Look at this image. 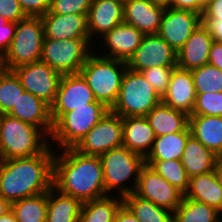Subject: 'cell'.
<instances>
[{
    "label": "cell",
    "instance_id": "obj_10",
    "mask_svg": "<svg viewBox=\"0 0 222 222\" xmlns=\"http://www.w3.org/2000/svg\"><path fill=\"white\" fill-rule=\"evenodd\" d=\"M121 146H123L122 117L109 111L74 149L84 155L99 156Z\"/></svg>",
    "mask_w": 222,
    "mask_h": 222
},
{
    "label": "cell",
    "instance_id": "obj_29",
    "mask_svg": "<svg viewBox=\"0 0 222 222\" xmlns=\"http://www.w3.org/2000/svg\"><path fill=\"white\" fill-rule=\"evenodd\" d=\"M190 131L157 136L145 160H181Z\"/></svg>",
    "mask_w": 222,
    "mask_h": 222
},
{
    "label": "cell",
    "instance_id": "obj_44",
    "mask_svg": "<svg viewBox=\"0 0 222 222\" xmlns=\"http://www.w3.org/2000/svg\"><path fill=\"white\" fill-rule=\"evenodd\" d=\"M201 18L222 19V0H212L204 9Z\"/></svg>",
    "mask_w": 222,
    "mask_h": 222
},
{
    "label": "cell",
    "instance_id": "obj_28",
    "mask_svg": "<svg viewBox=\"0 0 222 222\" xmlns=\"http://www.w3.org/2000/svg\"><path fill=\"white\" fill-rule=\"evenodd\" d=\"M46 222H78L82 203L52 187L47 192Z\"/></svg>",
    "mask_w": 222,
    "mask_h": 222
},
{
    "label": "cell",
    "instance_id": "obj_35",
    "mask_svg": "<svg viewBox=\"0 0 222 222\" xmlns=\"http://www.w3.org/2000/svg\"><path fill=\"white\" fill-rule=\"evenodd\" d=\"M24 91L16 74L0 67V114H8Z\"/></svg>",
    "mask_w": 222,
    "mask_h": 222
},
{
    "label": "cell",
    "instance_id": "obj_3",
    "mask_svg": "<svg viewBox=\"0 0 222 222\" xmlns=\"http://www.w3.org/2000/svg\"><path fill=\"white\" fill-rule=\"evenodd\" d=\"M49 137L38 127L8 114L1 115L0 160L31 157L42 153Z\"/></svg>",
    "mask_w": 222,
    "mask_h": 222
},
{
    "label": "cell",
    "instance_id": "obj_32",
    "mask_svg": "<svg viewBox=\"0 0 222 222\" xmlns=\"http://www.w3.org/2000/svg\"><path fill=\"white\" fill-rule=\"evenodd\" d=\"M123 204L140 222H173V212L142 199L134 193L124 196Z\"/></svg>",
    "mask_w": 222,
    "mask_h": 222
},
{
    "label": "cell",
    "instance_id": "obj_18",
    "mask_svg": "<svg viewBox=\"0 0 222 222\" xmlns=\"http://www.w3.org/2000/svg\"><path fill=\"white\" fill-rule=\"evenodd\" d=\"M41 19L45 38L56 40L90 39L85 15L46 13Z\"/></svg>",
    "mask_w": 222,
    "mask_h": 222
},
{
    "label": "cell",
    "instance_id": "obj_39",
    "mask_svg": "<svg viewBox=\"0 0 222 222\" xmlns=\"http://www.w3.org/2000/svg\"><path fill=\"white\" fill-rule=\"evenodd\" d=\"M92 0H51L47 13L54 14H78L87 17Z\"/></svg>",
    "mask_w": 222,
    "mask_h": 222
},
{
    "label": "cell",
    "instance_id": "obj_42",
    "mask_svg": "<svg viewBox=\"0 0 222 222\" xmlns=\"http://www.w3.org/2000/svg\"><path fill=\"white\" fill-rule=\"evenodd\" d=\"M17 23L0 17V58L9 49L15 35Z\"/></svg>",
    "mask_w": 222,
    "mask_h": 222
},
{
    "label": "cell",
    "instance_id": "obj_9",
    "mask_svg": "<svg viewBox=\"0 0 222 222\" xmlns=\"http://www.w3.org/2000/svg\"><path fill=\"white\" fill-rule=\"evenodd\" d=\"M95 44L90 39L56 40L44 37L40 61L61 75L77 74L92 53L90 46Z\"/></svg>",
    "mask_w": 222,
    "mask_h": 222
},
{
    "label": "cell",
    "instance_id": "obj_7",
    "mask_svg": "<svg viewBox=\"0 0 222 222\" xmlns=\"http://www.w3.org/2000/svg\"><path fill=\"white\" fill-rule=\"evenodd\" d=\"M162 98L140 72L126 69L116 103L110 109L121 117H145Z\"/></svg>",
    "mask_w": 222,
    "mask_h": 222
},
{
    "label": "cell",
    "instance_id": "obj_5",
    "mask_svg": "<svg viewBox=\"0 0 222 222\" xmlns=\"http://www.w3.org/2000/svg\"><path fill=\"white\" fill-rule=\"evenodd\" d=\"M99 158L106 194L110 195L114 190L119 193L117 195L120 197L134 193L140 170L145 165V158L124 146L111 149L99 155ZM130 180L134 181L131 182L132 185H128ZM125 182L128 183L125 184Z\"/></svg>",
    "mask_w": 222,
    "mask_h": 222
},
{
    "label": "cell",
    "instance_id": "obj_46",
    "mask_svg": "<svg viewBox=\"0 0 222 222\" xmlns=\"http://www.w3.org/2000/svg\"><path fill=\"white\" fill-rule=\"evenodd\" d=\"M113 222H140L132 212L122 204L117 210Z\"/></svg>",
    "mask_w": 222,
    "mask_h": 222
},
{
    "label": "cell",
    "instance_id": "obj_48",
    "mask_svg": "<svg viewBox=\"0 0 222 222\" xmlns=\"http://www.w3.org/2000/svg\"><path fill=\"white\" fill-rule=\"evenodd\" d=\"M11 210V203L0 195V216Z\"/></svg>",
    "mask_w": 222,
    "mask_h": 222
},
{
    "label": "cell",
    "instance_id": "obj_37",
    "mask_svg": "<svg viewBox=\"0 0 222 222\" xmlns=\"http://www.w3.org/2000/svg\"><path fill=\"white\" fill-rule=\"evenodd\" d=\"M191 115L222 116V92L197 94Z\"/></svg>",
    "mask_w": 222,
    "mask_h": 222
},
{
    "label": "cell",
    "instance_id": "obj_34",
    "mask_svg": "<svg viewBox=\"0 0 222 222\" xmlns=\"http://www.w3.org/2000/svg\"><path fill=\"white\" fill-rule=\"evenodd\" d=\"M145 164L183 194L188 190L189 177L181 160H145Z\"/></svg>",
    "mask_w": 222,
    "mask_h": 222
},
{
    "label": "cell",
    "instance_id": "obj_20",
    "mask_svg": "<svg viewBox=\"0 0 222 222\" xmlns=\"http://www.w3.org/2000/svg\"><path fill=\"white\" fill-rule=\"evenodd\" d=\"M86 20L90 41L93 38L94 42V36L102 37L123 22V6L112 0H92Z\"/></svg>",
    "mask_w": 222,
    "mask_h": 222
},
{
    "label": "cell",
    "instance_id": "obj_11",
    "mask_svg": "<svg viewBox=\"0 0 222 222\" xmlns=\"http://www.w3.org/2000/svg\"><path fill=\"white\" fill-rule=\"evenodd\" d=\"M12 71L19 78L21 86L50 107L54 104L62 75L48 64L38 61L18 66Z\"/></svg>",
    "mask_w": 222,
    "mask_h": 222
},
{
    "label": "cell",
    "instance_id": "obj_50",
    "mask_svg": "<svg viewBox=\"0 0 222 222\" xmlns=\"http://www.w3.org/2000/svg\"><path fill=\"white\" fill-rule=\"evenodd\" d=\"M154 5L168 9L171 7L172 0H150Z\"/></svg>",
    "mask_w": 222,
    "mask_h": 222
},
{
    "label": "cell",
    "instance_id": "obj_49",
    "mask_svg": "<svg viewBox=\"0 0 222 222\" xmlns=\"http://www.w3.org/2000/svg\"><path fill=\"white\" fill-rule=\"evenodd\" d=\"M0 222H17L16 216L12 210L0 216Z\"/></svg>",
    "mask_w": 222,
    "mask_h": 222
},
{
    "label": "cell",
    "instance_id": "obj_12",
    "mask_svg": "<svg viewBox=\"0 0 222 222\" xmlns=\"http://www.w3.org/2000/svg\"><path fill=\"white\" fill-rule=\"evenodd\" d=\"M134 194L173 213L184 196L180 190L146 164L140 170Z\"/></svg>",
    "mask_w": 222,
    "mask_h": 222
},
{
    "label": "cell",
    "instance_id": "obj_15",
    "mask_svg": "<svg viewBox=\"0 0 222 222\" xmlns=\"http://www.w3.org/2000/svg\"><path fill=\"white\" fill-rule=\"evenodd\" d=\"M201 25V14L183 9L164 10L158 35L178 52Z\"/></svg>",
    "mask_w": 222,
    "mask_h": 222
},
{
    "label": "cell",
    "instance_id": "obj_23",
    "mask_svg": "<svg viewBox=\"0 0 222 222\" xmlns=\"http://www.w3.org/2000/svg\"><path fill=\"white\" fill-rule=\"evenodd\" d=\"M123 146L144 158L152 149L156 138L146 117H122Z\"/></svg>",
    "mask_w": 222,
    "mask_h": 222
},
{
    "label": "cell",
    "instance_id": "obj_1",
    "mask_svg": "<svg viewBox=\"0 0 222 222\" xmlns=\"http://www.w3.org/2000/svg\"><path fill=\"white\" fill-rule=\"evenodd\" d=\"M54 155L53 187L81 203L107 196L99 156L84 155L74 148Z\"/></svg>",
    "mask_w": 222,
    "mask_h": 222
},
{
    "label": "cell",
    "instance_id": "obj_17",
    "mask_svg": "<svg viewBox=\"0 0 222 222\" xmlns=\"http://www.w3.org/2000/svg\"><path fill=\"white\" fill-rule=\"evenodd\" d=\"M196 95L191 71L175 66L162 102L190 116L193 112Z\"/></svg>",
    "mask_w": 222,
    "mask_h": 222
},
{
    "label": "cell",
    "instance_id": "obj_2",
    "mask_svg": "<svg viewBox=\"0 0 222 222\" xmlns=\"http://www.w3.org/2000/svg\"><path fill=\"white\" fill-rule=\"evenodd\" d=\"M31 157L0 160V195L10 203L53 187L54 147Z\"/></svg>",
    "mask_w": 222,
    "mask_h": 222
},
{
    "label": "cell",
    "instance_id": "obj_36",
    "mask_svg": "<svg viewBox=\"0 0 222 222\" xmlns=\"http://www.w3.org/2000/svg\"><path fill=\"white\" fill-rule=\"evenodd\" d=\"M196 94L222 92V71L216 66L205 64L191 70Z\"/></svg>",
    "mask_w": 222,
    "mask_h": 222
},
{
    "label": "cell",
    "instance_id": "obj_53",
    "mask_svg": "<svg viewBox=\"0 0 222 222\" xmlns=\"http://www.w3.org/2000/svg\"><path fill=\"white\" fill-rule=\"evenodd\" d=\"M116 3L121 4L122 6H124L125 4H127L130 0H112Z\"/></svg>",
    "mask_w": 222,
    "mask_h": 222
},
{
    "label": "cell",
    "instance_id": "obj_26",
    "mask_svg": "<svg viewBox=\"0 0 222 222\" xmlns=\"http://www.w3.org/2000/svg\"><path fill=\"white\" fill-rule=\"evenodd\" d=\"M219 157L192 135L188 138L181 158L188 177L210 173L216 169Z\"/></svg>",
    "mask_w": 222,
    "mask_h": 222
},
{
    "label": "cell",
    "instance_id": "obj_22",
    "mask_svg": "<svg viewBox=\"0 0 222 222\" xmlns=\"http://www.w3.org/2000/svg\"><path fill=\"white\" fill-rule=\"evenodd\" d=\"M213 42L212 36L201 24L177 52V66L191 71L208 64Z\"/></svg>",
    "mask_w": 222,
    "mask_h": 222
},
{
    "label": "cell",
    "instance_id": "obj_30",
    "mask_svg": "<svg viewBox=\"0 0 222 222\" xmlns=\"http://www.w3.org/2000/svg\"><path fill=\"white\" fill-rule=\"evenodd\" d=\"M113 194L82 203L78 222H113L123 204V197Z\"/></svg>",
    "mask_w": 222,
    "mask_h": 222
},
{
    "label": "cell",
    "instance_id": "obj_43",
    "mask_svg": "<svg viewBox=\"0 0 222 222\" xmlns=\"http://www.w3.org/2000/svg\"><path fill=\"white\" fill-rule=\"evenodd\" d=\"M201 24L212 36L214 42L222 44V19L201 18Z\"/></svg>",
    "mask_w": 222,
    "mask_h": 222
},
{
    "label": "cell",
    "instance_id": "obj_4",
    "mask_svg": "<svg viewBox=\"0 0 222 222\" xmlns=\"http://www.w3.org/2000/svg\"><path fill=\"white\" fill-rule=\"evenodd\" d=\"M127 63L92 52L80 70L97 101L109 109L116 103Z\"/></svg>",
    "mask_w": 222,
    "mask_h": 222
},
{
    "label": "cell",
    "instance_id": "obj_45",
    "mask_svg": "<svg viewBox=\"0 0 222 222\" xmlns=\"http://www.w3.org/2000/svg\"><path fill=\"white\" fill-rule=\"evenodd\" d=\"M210 65L216 66L222 71V44L213 42L210 47L209 61Z\"/></svg>",
    "mask_w": 222,
    "mask_h": 222
},
{
    "label": "cell",
    "instance_id": "obj_8",
    "mask_svg": "<svg viewBox=\"0 0 222 222\" xmlns=\"http://www.w3.org/2000/svg\"><path fill=\"white\" fill-rule=\"evenodd\" d=\"M109 111L105 104L96 100L90 107H77L64 113L53 124L50 145L55 141L58 149L74 148Z\"/></svg>",
    "mask_w": 222,
    "mask_h": 222
},
{
    "label": "cell",
    "instance_id": "obj_51",
    "mask_svg": "<svg viewBox=\"0 0 222 222\" xmlns=\"http://www.w3.org/2000/svg\"><path fill=\"white\" fill-rule=\"evenodd\" d=\"M216 175L219 180L220 186L222 188V158H219V161L216 166Z\"/></svg>",
    "mask_w": 222,
    "mask_h": 222
},
{
    "label": "cell",
    "instance_id": "obj_47",
    "mask_svg": "<svg viewBox=\"0 0 222 222\" xmlns=\"http://www.w3.org/2000/svg\"><path fill=\"white\" fill-rule=\"evenodd\" d=\"M171 8L191 10L198 13V2L197 0H172Z\"/></svg>",
    "mask_w": 222,
    "mask_h": 222
},
{
    "label": "cell",
    "instance_id": "obj_41",
    "mask_svg": "<svg viewBox=\"0 0 222 222\" xmlns=\"http://www.w3.org/2000/svg\"><path fill=\"white\" fill-rule=\"evenodd\" d=\"M27 17H42L51 5V0H18Z\"/></svg>",
    "mask_w": 222,
    "mask_h": 222
},
{
    "label": "cell",
    "instance_id": "obj_19",
    "mask_svg": "<svg viewBox=\"0 0 222 222\" xmlns=\"http://www.w3.org/2000/svg\"><path fill=\"white\" fill-rule=\"evenodd\" d=\"M8 115L38 127L49 138L52 134L51 107L30 92H23Z\"/></svg>",
    "mask_w": 222,
    "mask_h": 222
},
{
    "label": "cell",
    "instance_id": "obj_38",
    "mask_svg": "<svg viewBox=\"0 0 222 222\" xmlns=\"http://www.w3.org/2000/svg\"><path fill=\"white\" fill-rule=\"evenodd\" d=\"M173 69L174 67H152L141 70L140 73L162 98L168 90Z\"/></svg>",
    "mask_w": 222,
    "mask_h": 222
},
{
    "label": "cell",
    "instance_id": "obj_27",
    "mask_svg": "<svg viewBox=\"0 0 222 222\" xmlns=\"http://www.w3.org/2000/svg\"><path fill=\"white\" fill-rule=\"evenodd\" d=\"M184 197L203 202L222 213V188L216 170L190 177Z\"/></svg>",
    "mask_w": 222,
    "mask_h": 222
},
{
    "label": "cell",
    "instance_id": "obj_21",
    "mask_svg": "<svg viewBox=\"0 0 222 222\" xmlns=\"http://www.w3.org/2000/svg\"><path fill=\"white\" fill-rule=\"evenodd\" d=\"M164 10L150 0H130L123 6V22L134 26L144 35L157 34Z\"/></svg>",
    "mask_w": 222,
    "mask_h": 222
},
{
    "label": "cell",
    "instance_id": "obj_24",
    "mask_svg": "<svg viewBox=\"0 0 222 222\" xmlns=\"http://www.w3.org/2000/svg\"><path fill=\"white\" fill-rule=\"evenodd\" d=\"M191 135L222 158V116L190 115Z\"/></svg>",
    "mask_w": 222,
    "mask_h": 222
},
{
    "label": "cell",
    "instance_id": "obj_33",
    "mask_svg": "<svg viewBox=\"0 0 222 222\" xmlns=\"http://www.w3.org/2000/svg\"><path fill=\"white\" fill-rule=\"evenodd\" d=\"M17 222H46L47 192L26 197L11 203Z\"/></svg>",
    "mask_w": 222,
    "mask_h": 222
},
{
    "label": "cell",
    "instance_id": "obj_52",
    "mask_svg": "<svg viewBox=\"0 0 222 222\" xmlns=\"http://www.w3.org/2000/svg\"><path fill=\"white\" fill-rule=\"evenodd\" d=\"M212 0H197L198 2V13L202 15L204 9L209 5Z\"/></svg>",
    "mask_w": 222,
    "mask_h": 222
},
{
    "label": "cell",
    "instance_id": "obj_31",
    "mask_svg": "<svg viewBox=\"0 0 222 222\" xmlns=\"http://www.w3.org/2000/svg\"><path fill=\"white\" fill-rule=\"evenodd\" d=\"M221 217L216 208L183 196L173 213V222H222Z\"/></svg>",
    "mask_w": 222,
    "mask_h": 222
},
{
    "label": "cell",
    "instance_id": "obj_13",
    "mask_svg": "<svg viewBox=\"0 0 222 222\" xmlns=\"http://www.w3.org/2000/svg\"><path fill=\"white\" fill-rule=\"evenodd\" d=\"M95 101L93 91L80 73L62 75L56 100L51 106L53 124L64 113L75 110L77 107H90V103Z\"/></svg>",
    "mask_w": 222,
    "mask_h": 222
},
{
    "label": "cell",
    "instance_id": "obj_16",
    "mask_svg": "<svg viewBox=\"0 0 222 222\" xmlns=\"http://www.w3.org/2000/svg\"><path fill=\"white\" fill-rule=\"evenodd\" d=\"M144 36L134 26L122 22L102 36L103 40L100 42H104L102 45L105 44L102 48L106 47L108 51L106 53L103 49L101 56L127 62L140 46Z\"/></svg>",
    "mask_w": 222,
    "mask_h": 222
},
{
    "label": "cell",
    "instance_id": "obj_14",
    "mask_svg": "<svg viewBox=\"0 0 222 222\" xmlns=\"http://www.w3.org/2000/svg\"><path fill=\"white\" fill-rule=\"evenodd\" d=\"M126 63L128 69L136 72L152 67H175L177 52L158 34L145 35Z\"/></svg>",
    "mask_w": 222,
    "mask_h": 222
},
{
    "label": "cell",
    "instance_id": "obj_6",
    "mask_svg": "<svg viewBox=\"0 0 222 222\" xmlns=\"http://www.w3.org/2000/svg\"><path fill=\"white\" fill-rule=\"evenodd\" d=\"M44 37L41 17H27L18 21L12 43L0 58V67L12 70L21 65L40 61Z\"/></svg>",
    "mask_w": 222,
    "mask_h": 222
},
{
    "label": "cell",
    "instance_id": "obj_25",
    "mask_svg": "<svg viewBox=\"0 0 222 222\" xmlns=\"http://www.w3.org/2000/svg\"><path fill=\"white\" fill-rule=\"evenodd\" d=\"M145 117L150 127L154 130L156 137L180 131H190L189 115L169 107L162 101Z\"/></svg>",
    "mask_w": 222,
    "mask_h": 222
},
{
    "label": "cell",
    "instance_id": "obj_40",
    "mask_svg": "<svg viewBox=\"0 0 222 222\" xmlns=\"http://www.w3.org/2000/svg\"><path fill=\"white\" fill-rule=\"evenodd\" d=\"M0 17L7 21L15 22L24 20L27 15L18 0H0Z\"/></svg>",
    "mask_w": 222,
    "mask_h": 222
}]
</instances>
